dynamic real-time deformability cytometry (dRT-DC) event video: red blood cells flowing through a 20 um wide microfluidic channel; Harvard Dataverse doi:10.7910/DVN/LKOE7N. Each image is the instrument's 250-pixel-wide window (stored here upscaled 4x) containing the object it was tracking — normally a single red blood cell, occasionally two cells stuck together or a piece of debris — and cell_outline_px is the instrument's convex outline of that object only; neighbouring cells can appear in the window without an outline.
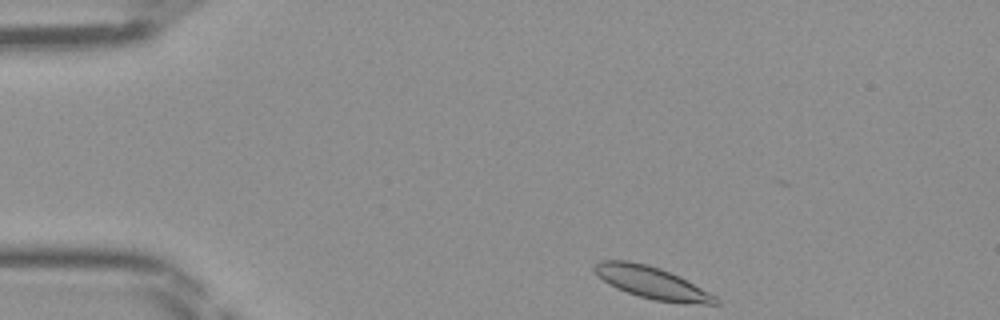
{"species": "Egyptian fruit bat (a non-hibernating species)", "species_latin": "Rousettus aegyptiacus", "temperature_condition": "room temperature", "stored_images_in_passage": 8, "camera_frame_rate_fps": 3000, "um_per_image_px": 0.085, "frame": {"image": 1, "passage_image": 1, "time_ms": 0.0, "image_size_px": [1000, 320], "cell_outline_px": [[720, 304], [704, 304], [656, 300], [640, 296], [616, 288], [608, 284], [592, 268], [600, 260], [628, 260], [648, 264], [660, 268], [680, 276], [716, 296], [720, 300]], "centroid_in_image_um": [55.42, 24.0], "position_along_channel_um": 29.6, "area_um2": 22.31}}